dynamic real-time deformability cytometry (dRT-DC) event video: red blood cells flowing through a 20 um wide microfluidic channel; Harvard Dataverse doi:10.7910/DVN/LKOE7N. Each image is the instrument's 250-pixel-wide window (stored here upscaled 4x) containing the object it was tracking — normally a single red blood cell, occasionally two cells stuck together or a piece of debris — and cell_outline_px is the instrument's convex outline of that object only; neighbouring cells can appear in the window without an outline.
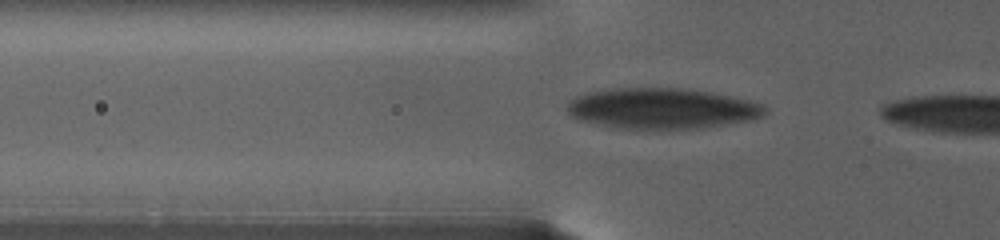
{"species": "human", "species_latin": "Homo sapiens", "temperature_condition": "warm", "stored_images_in_passage": 26, "camera_frame_rate_fps": 3000, "um_per_image_px": 0.085, "donor": {"sex": "female"}, "frame": {"image": 1, "passage_image": 2, "time_ms": 0.333, "image_size_px": [1000, 240], "cell_outline_px": [[768, 112], [760, 116], [748, 120], [704, 128], [636, 132], [612, 128], [576, 120], [568, 112], [568, 100], [584, 92], [608, 88], [680, 88], [708, 92], [748, 100], [760, 104], [768, 108]], "centroid_in_image_um": [56.15, 9.26], "position_along_channel_um": 69.7, "area_um2": 48.21}}
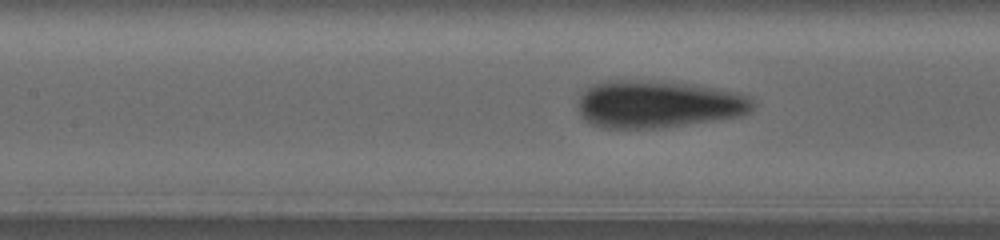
{"frame": {"image": 2, "passage_image": 19, "time_ms": 3.667, "image_size_px": [1000, 240], "cell_outline_px": [[756, 104], [748, 112], [740, 116], [660, 128], [604, 128], [592, 124], [584, 120], [580, 116], [576, 108], [576, 104], [584, 88], [600, 80], [664, 80], [692, 84], [712, 88], [744, 96], [752, 100]], "centroid_in_image_um": [55.8, 8.84], "position_along_channel_um": 151.6, "area_um2": 48.61}}
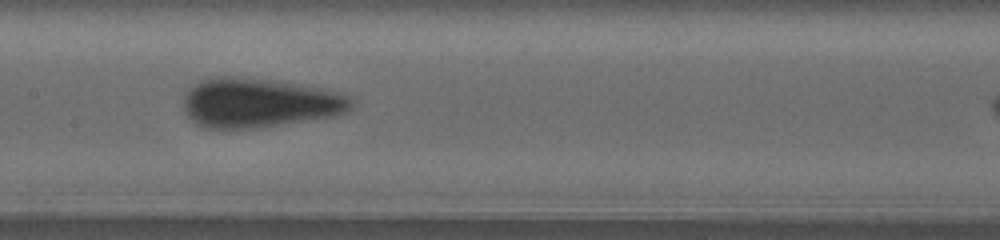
{"frame": {"image": 3, "passage_image": 25, "time_ms": 5.0, "image_size_px": [1000, 240], "cell_outline_px": [[356, 100], [352, 108], [344, 112], [332, 116], [256, 128], [204, 128], [196, 124], [184, 112], [184, 92], [188, 88], [200, 80], [208, 76], [240, 76], [280, 80], [324, 88], [344, 92], [352, 96]], "centroid_in_image_um": [22.05, 8.7], "position_along_channel_um": 185.4, "area_um2": 49.36}}